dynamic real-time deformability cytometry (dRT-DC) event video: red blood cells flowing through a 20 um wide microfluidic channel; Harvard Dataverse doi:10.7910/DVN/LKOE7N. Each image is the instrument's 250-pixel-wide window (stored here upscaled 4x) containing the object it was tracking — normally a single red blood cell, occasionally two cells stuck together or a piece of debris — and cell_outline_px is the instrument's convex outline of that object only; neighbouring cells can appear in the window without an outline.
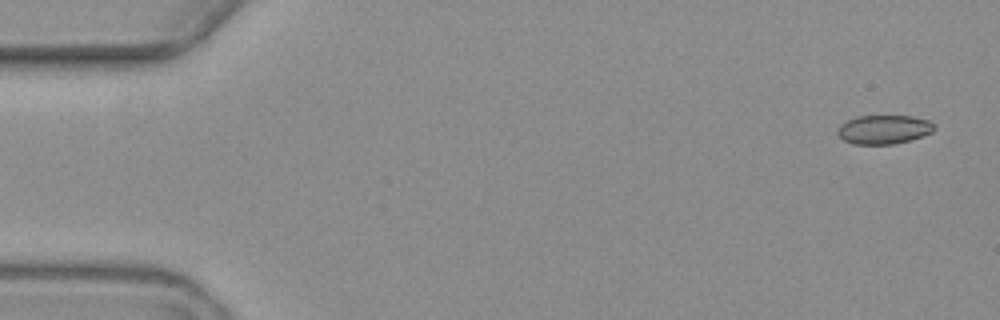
{"species": "common noctule bat (a hibernating species)", "species_latin": "Nyctalus noctula", "temperature_condition": "warm", "stored_images_in_passage": 5, "camera_frame_rate_fps": 3000, "um_per_image_px": 0.085, "animal": {"sex": "female", "body_mass_g": 19.3, "forearm_length_mm": 54.1}, "frame": {"image": 1, "passage_image": 1, "time_ms": 0.0, "image_size_px": [1000, 320], "cell_outline_px": [[936, 128], [932, 132], [924, 136], [892, 144], [852, 144], [844, 140], [836, 132], [840, 124], [856, 116], [912, 116], [928, 120], [936, 124]], "centroid_in_image_um": [75.14, 11.0], "position_along_channel_um": 9.9, "area_um2": 16.36}}
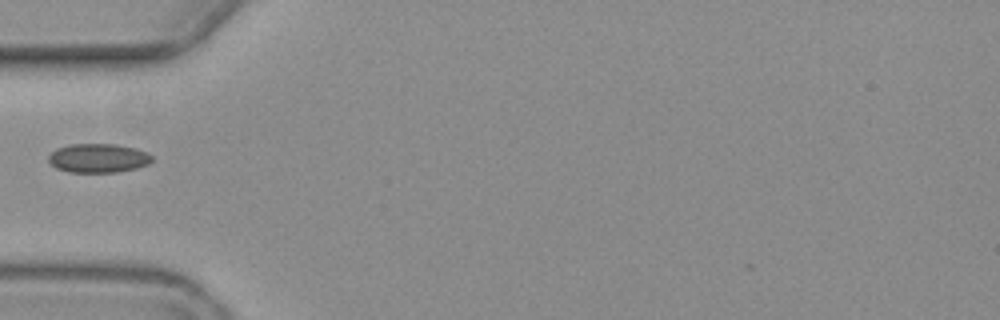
{"frame": {"image": 2, "passage_image": 5, "time_ms": 5.667, "image_size_px": [1000, 320], "cell_outline_px": [[152, 160], [148, 164], [136, 168], [116, 172], [68, 172], [56, 168], [48, 160], [48, 156], [56, 148], [68, 144], [116, 144], [136, 148], [148, 152], [152, 156]], "centroid_in_image_um": [8.35, 13.43], "position_along_channel_um": 76.7, "area_um2": 17.57}}